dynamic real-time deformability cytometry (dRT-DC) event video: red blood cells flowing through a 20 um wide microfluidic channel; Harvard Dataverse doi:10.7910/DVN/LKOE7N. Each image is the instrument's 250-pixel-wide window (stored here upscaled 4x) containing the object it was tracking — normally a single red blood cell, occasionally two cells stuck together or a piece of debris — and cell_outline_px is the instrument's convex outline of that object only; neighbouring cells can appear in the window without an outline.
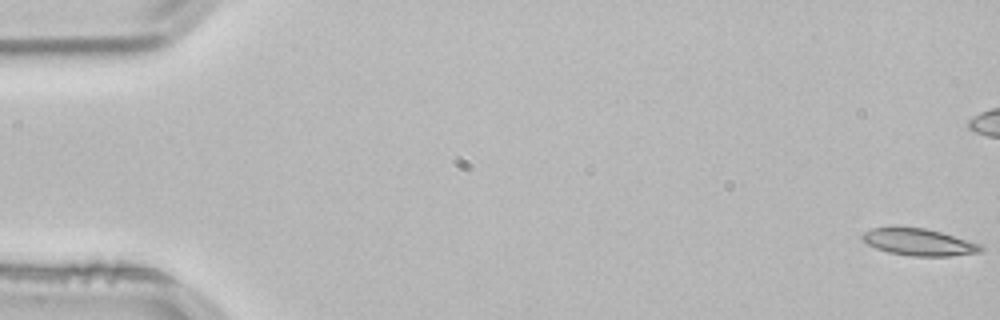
{"species": "common noctule bat (a hibernating species)", "species_latin": "Nyctalus noctula", "temperature_condition": "room temperature", "stored_images_in_passage": 51, "camera_frame_rate_fps": 3000, "um_per_image_px": 0.085, "animal": {"sex": "male", "body_mass_g": 21.5, "forearm_length_mm": 52.0}, "frame": {"image": 1, "passage_image": 1, "time_ms": 0.0, "image_size_px": [1000, 320], "cell_outline_px": [[984, 248], [980, 252], [948, 256], [912, 256], [888, 252], [876, 248], [860, 240], [860, 236], [864, 232], [872, 228], [888, 224], [896, 224], [924, 228], [940, 232], [980, 244]], "centroid_in_image_um": [77.98, 20.53], "position_along_channel_um": 7.0, "area_um2": 19.13}}
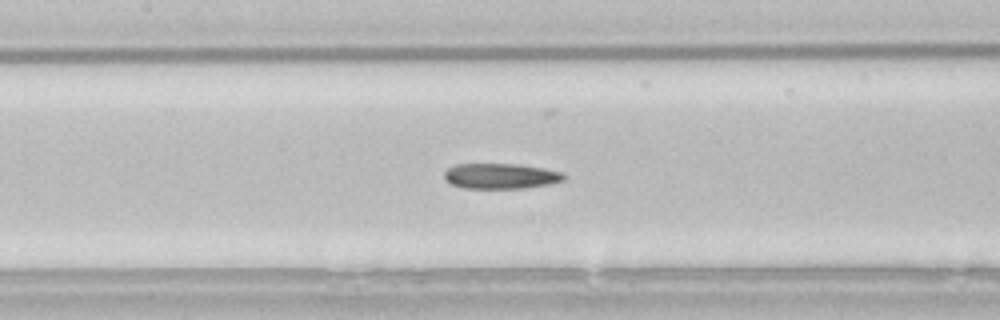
{"frame": {"image": 2, "passage_image": 25, "time_ms": 8.0, "image_size_px": [1000, 320], "cell_outline_px": [[564, 180], [548, 184], [520, 188], [464, 188], [452, 184], [444, 180], [444, 172], [448, 168], [456, 164], [520, 164], [544, 168], [560, 172], [564, 176]], "centroid_in_image_um": [42.51, 14.96], "position_along_channel_um": 164.9, "area_um2": 17.57}}
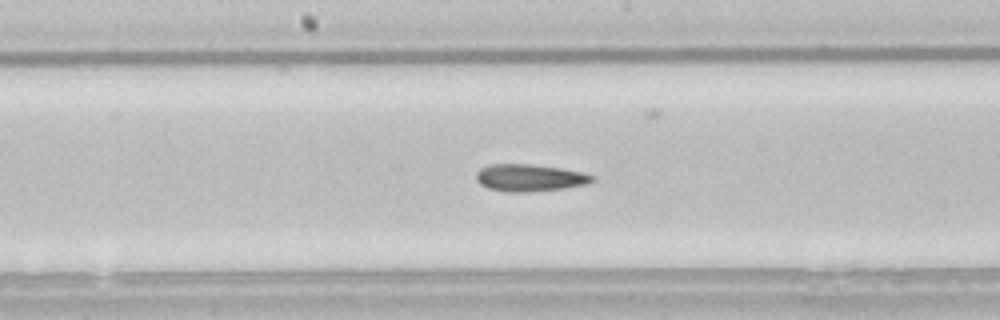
{"frame": {"image": 3, "passage_image": 28, "time_ms": 9.0, "image_size_px": [1000, 320], "cell_outline_px": [[592, 180], [588, 184], [560, 188], [528, 192], [508, 192], [488, 188], [480, 184], [476, 180], [476, 172], [480, 168], [488, 164], [532, 164], [560, 168], [580, 172], [592, 176]], "centroid_in_image_um": [44.93, 15.1], "position_along_channel_um": 203.3, "area_um2": 18.15}}